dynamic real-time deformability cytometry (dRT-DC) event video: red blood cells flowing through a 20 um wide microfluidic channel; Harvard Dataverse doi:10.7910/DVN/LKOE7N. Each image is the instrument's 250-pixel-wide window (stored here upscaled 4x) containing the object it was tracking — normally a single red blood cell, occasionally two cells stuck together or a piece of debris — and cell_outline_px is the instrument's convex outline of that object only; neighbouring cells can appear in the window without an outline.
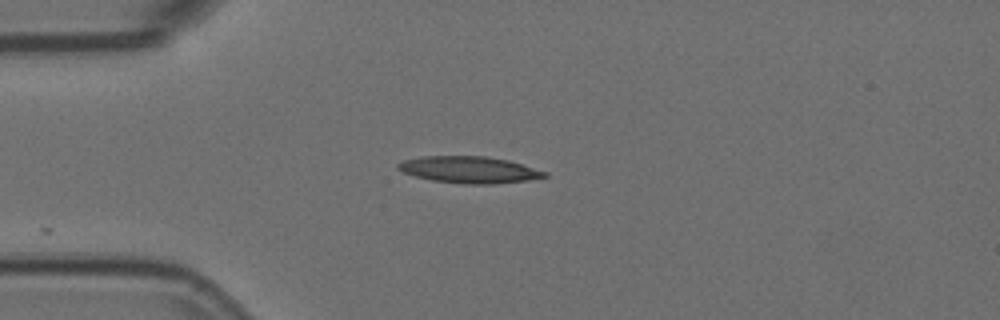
{"species": "Egyptian fruit bat (a non-hibernating species)", "species_latin": "Rousettus aegyptiacus", "temperature_condition": "room temperature", "stored_images_in_passage": 2, "camera_frame_rate_fps": 3000, "um_per_image_px": 0.085, "animal": {"sex": "female"}, "frame": {"image": 1, "passage_image": 2, "time_ms": 0.333, "image_size_px": [1000, 320], "cell_outline_px": [[548, 176], [528, 180], [492, 184], [460, 184], [432, 180], [416, 176], [404, 172], [396, 168], [396, 164], [404, 160], [420, 156], [484, 156], [508, 160], [548, 172]], "centroid_in_image_um": [39.87, 14.42], "position_along_channel_um": 45.1, "area_um2": 22.77}}